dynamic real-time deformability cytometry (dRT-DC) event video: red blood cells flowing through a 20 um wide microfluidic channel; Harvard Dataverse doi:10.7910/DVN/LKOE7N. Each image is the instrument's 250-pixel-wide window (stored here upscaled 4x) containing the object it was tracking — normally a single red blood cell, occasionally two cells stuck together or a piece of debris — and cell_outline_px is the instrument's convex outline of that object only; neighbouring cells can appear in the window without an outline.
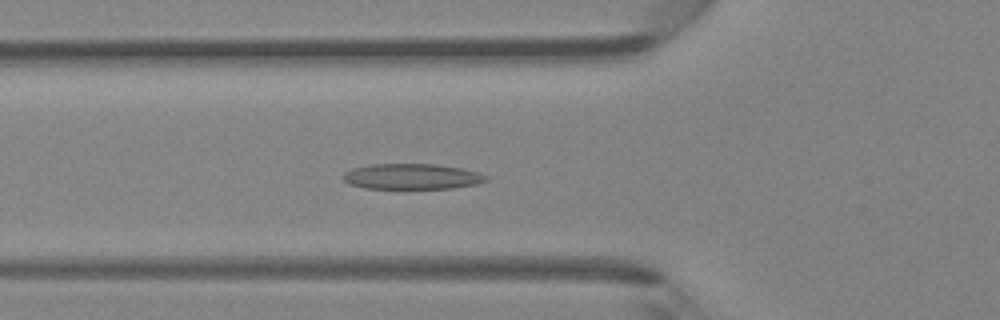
{"species": "Egyptian fruit bat (a non-hibernating species)", "species_latin": "Rousettus aegyptiacus", "temperature_condition": "room temperature", "stored_images_in_passage": 46, "camera_frame_rate_fps": 3000, "um_per_image_px": 0.085, "animal": {"sex": "female"}, "frame": {"image": 1, "passage_image": 16, "time_ms": 5.0, "image_size_px": [1000, 320], "cell_outline_px": [[488, 180], [476, 184], [452, 188], [364, 188], [348, 184], [344, 180], [344, 172], [352, 168], [368, 164], [436, 164], [460, 168], [480, 172], [488, 176]], "centroid_in_image_um": [35.01, 14.99], "position_along_channel_um": 90.8, "area_um2": 21.33}}
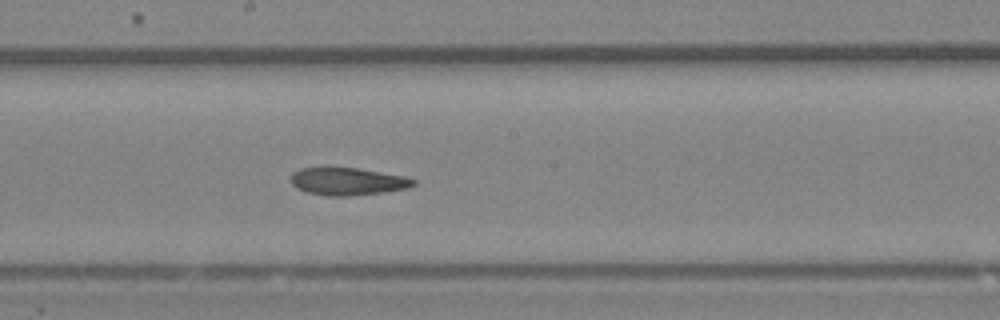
{"frame": {"image": 2, "passage_image": 25, "time_ms": 8.0, "image_size_px": [1000, 320], "cell_outline_px": [[416, 184], [408, 188], [384, 192], [348, 196], [328, 196], [308, 192], [296, 188], [292, 184], [292, 172], [300, 168], [360, 168], [404, 176], [416, 180]], "centroid_in_image_um": [29.57, 15.42], "position_along_channel_um": 218.6, "area_um2": 19.59}}
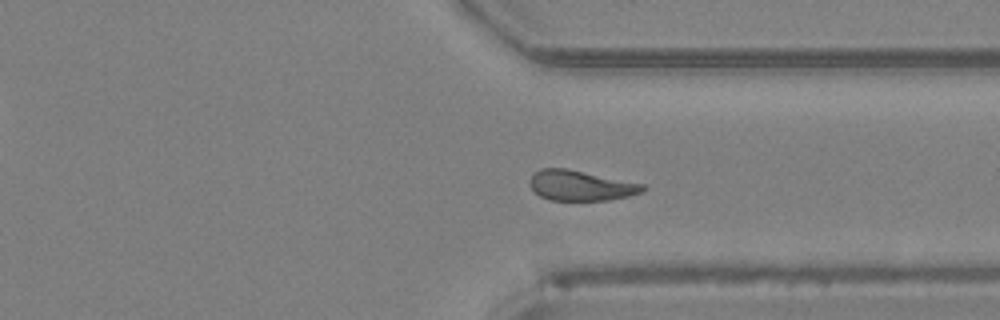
{"frame": {"image": 3, "passage_image": 35, "time_ms": 11.333, "image_size_px": [1000, 320], "cell_outline_px": [[648, 188], [640, 192], [628, 196], [608, 200], [552, 200], [540, 196], [528, 184], [528, 180], [532, 172], [540, 168], [568, 168], [644, 184]], "centroid_in_image_um": [49.32, 15.75], "position_along_channel_um": 362.1, "area_um2": 20.06}, "authors_computed_cell_mechanics": {"area_um2": 20.6057, "velocity_mm_per_s": 4.2777, "shape_relaxation_time_tau1_ms": null, "shape_relaxation_time_tau2_ms": 2.6173, "deformation_change_tau1": null, "deformation_change_tau2": 0.1007}}